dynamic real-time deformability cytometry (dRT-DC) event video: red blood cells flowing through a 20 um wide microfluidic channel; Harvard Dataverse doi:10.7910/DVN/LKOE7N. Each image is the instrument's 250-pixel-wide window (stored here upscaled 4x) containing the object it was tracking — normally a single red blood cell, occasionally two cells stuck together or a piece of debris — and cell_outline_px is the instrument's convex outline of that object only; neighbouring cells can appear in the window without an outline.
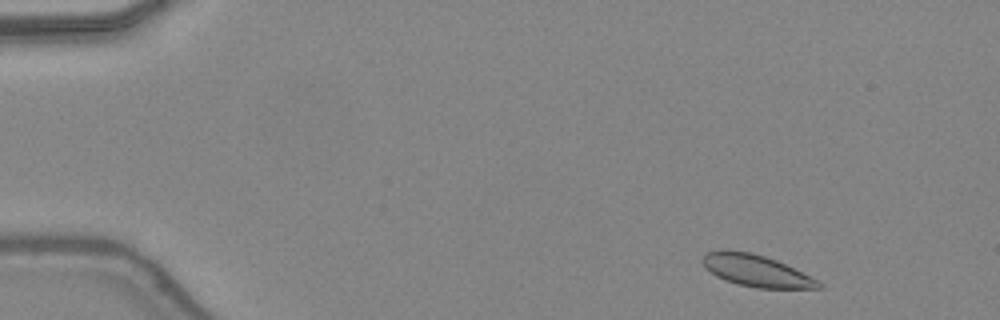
{"species": "common noctule bat (a hibernating species)", "species_latin": "Nyctalus noctula", "temperature_condition": "warm", "stored_images_in_passage": 45, "camera_frame_rate_fps": 3000, "um_per_image_px": 0.085, "animal": {"sex": "female", "body_mass_g": 24.6, "forearm_length_mm": 56.2}, "frame": {"image": 1, "passage_image": 3, "time_ms": 0.667, "image_size_px": [1000, 320], "cell_outline_px": [[820, 288], [756, 288], [736, 284], [716, 276], [704, 268], [700, 260], [704, 252], [720, 248], [724, 248], [752, 252], [776, 260], [820, 280]], "centroid_in_image_um": [64.18, 22.97], "position_along_channel_um": 20.8, "area_um2": 21.91}}
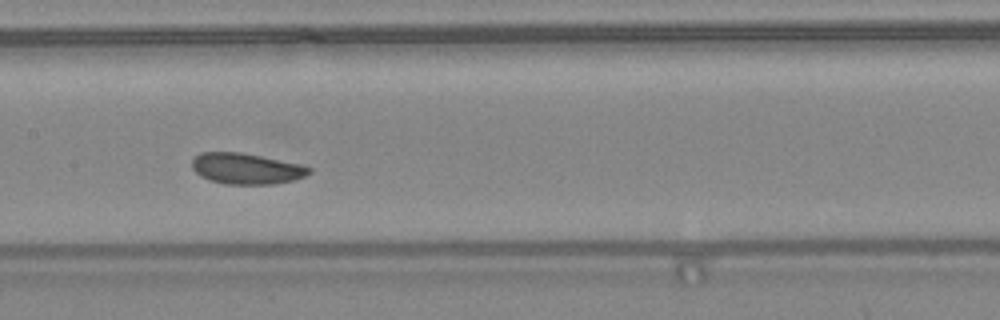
{"frame": {"image": 2, "passage_image": 22, "time_ms": 7.0, "image_size_px": [1000, 320], "cell_outline_px": [[312, 172], [296, 180], [276, 184], [224, 184], [208, 180], [200, 176], [192, 168], [192, 160], [200, 152], [240, 152], [300, 164], [312, 168]], "centroid_in_image_um": [20.94, 14.34], "position_along_channel_um": 186.5, "area_um2": 21.21}}
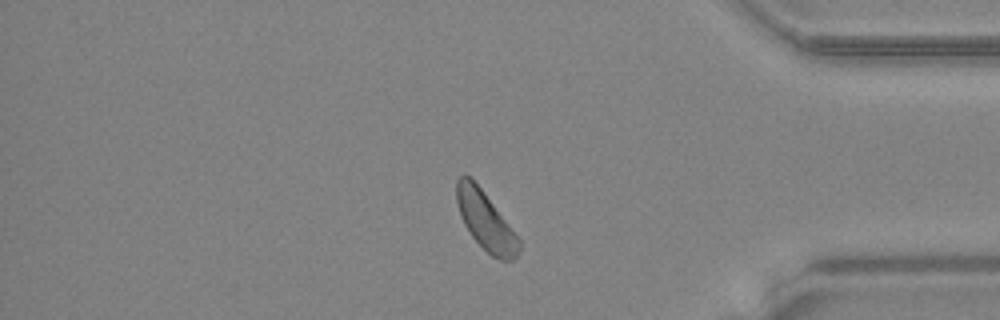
{"frame": {"image": 3, "passage_image": 38, "time_ms": 12.333, "image_size_px": [1000, 320], "cell_outline_px": [[520, 248], [516, 256], [512, 260], [500, 260], [492, 256], [472, 236], [464, 224], [460, 216], [456, 204], [456, 180], [464, 172], [480, 188], [520, 240]], "centroid_in_image_um": [41.23, 18.76], "position_along_channel_um": 394.0, "area_um2": 20.63}, "authors_computed_cell_mechanics": {"area_um2": 21.5594, "velocity_mm_per_s": 4.3412, "shape_relaxation_time_tau1_ms": 7.0662, "shape_relaxation_time_tau2_ms": null, "deformation_change_tau1": 0.0973, "deformation_change_tau2": null}}